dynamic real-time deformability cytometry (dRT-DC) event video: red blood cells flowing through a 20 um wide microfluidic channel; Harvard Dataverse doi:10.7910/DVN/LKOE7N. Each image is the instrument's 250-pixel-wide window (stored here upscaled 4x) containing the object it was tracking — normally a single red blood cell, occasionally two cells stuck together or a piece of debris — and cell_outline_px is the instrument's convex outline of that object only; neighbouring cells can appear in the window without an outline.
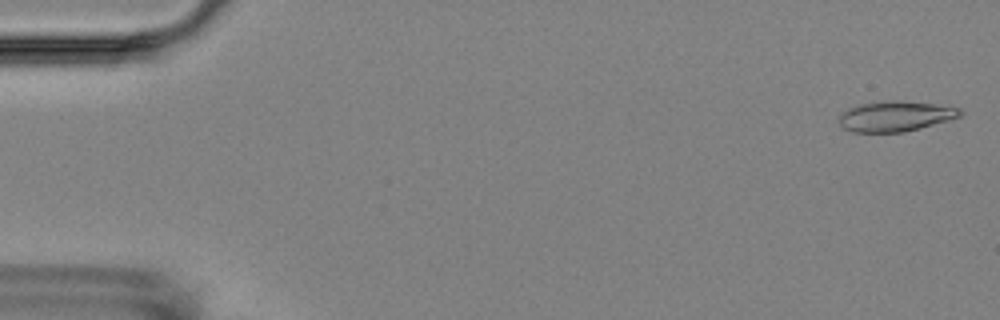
{"species": "Egyptian fruit bat (a non-hibernating species)", "species_latin": "Rousettus aegyptiacus", "temperature_condition": "room temperature", "stored_images_in_passage": 7, "camera_frame_rate_fps": 3000, "um_per_image_px": 0.085, "animal": {"sex": "female"}, "frame": {"image": 1, "passage_image": 1, "time_ms": 0.0, "image_size_px": [1000, 320], "cell_outline_px": [[964, 112], [960, 116], [948, 120], [920, 128], [904, 132], [852, 132], [844, 128], [840, 124], [836, 116], [840, 112], [848, 108], [860, 104], [884, 100], [900, 100], [948, 104], [960, 108]], "centroid_in_image_um": [76.12, 9.85], "position_along_channel_um": 8.9, "area_um2": 22.02}}